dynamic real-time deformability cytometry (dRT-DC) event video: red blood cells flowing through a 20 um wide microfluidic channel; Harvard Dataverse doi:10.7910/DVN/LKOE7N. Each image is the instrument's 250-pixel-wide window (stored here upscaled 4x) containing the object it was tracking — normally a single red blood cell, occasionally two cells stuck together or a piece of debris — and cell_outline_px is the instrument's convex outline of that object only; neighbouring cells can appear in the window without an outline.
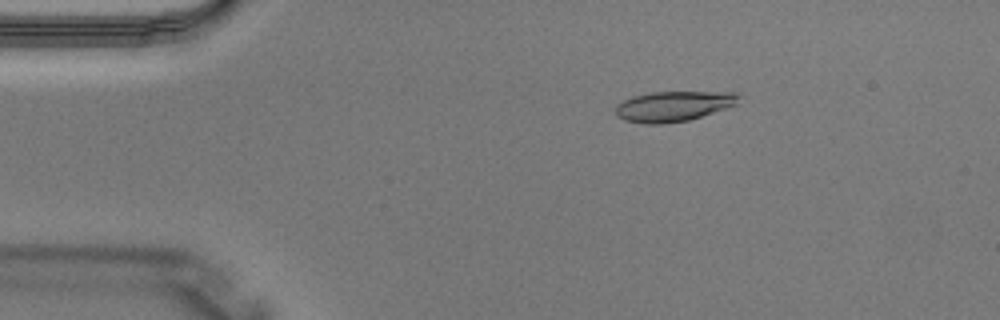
{"species": "Egyptian fruit bat (a non-hibernating species)", "species_latin": "Rousettus aegyptiacus", "temperature_condition": "warm", "stored_images_in_passage": 3, "camera_frame_rate_fps": 3000, "um_per_image_px": 0.085, "animal": {"sex": "male"}, "frame": {"image": 1, "passage_image": 2, "time_ms": 0.333, "image_size_px": [1000, 320], "cell_outline_px": [[740, 96], [736, 104], [688, 120], [664, 124], [644, 124], [624, 120], [616, 116], [616, 104], [632, 96], [652, 92], [736, 92]], "centroid_in_image_um": [57.18, 9.03], "position_along_channel_um": 27.8, "area_um2": 21.56}}